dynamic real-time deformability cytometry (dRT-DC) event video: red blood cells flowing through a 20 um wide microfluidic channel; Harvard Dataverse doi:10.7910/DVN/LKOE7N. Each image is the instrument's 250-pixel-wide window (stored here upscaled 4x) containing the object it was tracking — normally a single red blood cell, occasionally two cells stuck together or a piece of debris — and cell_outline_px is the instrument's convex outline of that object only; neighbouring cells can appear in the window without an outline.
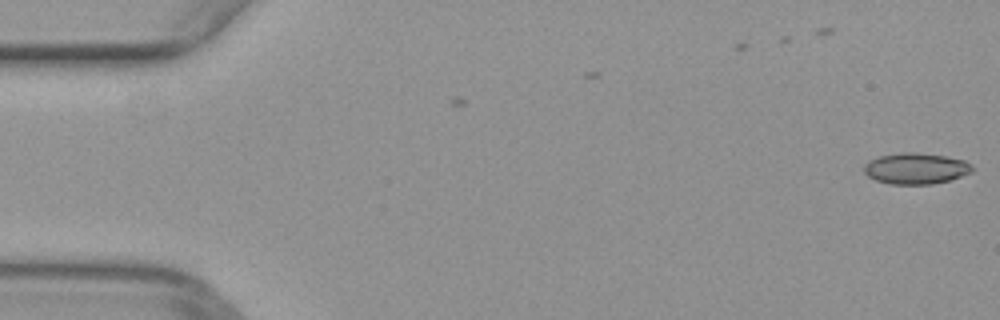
{"species": "common noctule bat (a hibernating species)", "species_latin": "Nyctalus noctula", "temperature_condition": "warm", "stored_images_in_passage": 5, "camera_frame_rate_fps": 3000, "um_per_image_px": 0.085, "animal": {"sex": "female", "body_mass_g": 29.2, "forearm_length_mm": 56.3}, "frame": {"image": 1, "passage_image": 5, "time_ms": 1.333, "image_size_px": [1000, 320], "cell_outline_px": [[972, 172], [948, 180], [932, 184], [888, 184], [876, 180], [868, 176], [864, 172], [864, 164], [868, 160], [880, 156], [900, 152], [916, 152], [944, 156], [964, 160], [972, 168]], "centroid_in_image_um": [77.79, 14.32], "position_along_channel_um": 7.2, "area_um2": 19.48}}